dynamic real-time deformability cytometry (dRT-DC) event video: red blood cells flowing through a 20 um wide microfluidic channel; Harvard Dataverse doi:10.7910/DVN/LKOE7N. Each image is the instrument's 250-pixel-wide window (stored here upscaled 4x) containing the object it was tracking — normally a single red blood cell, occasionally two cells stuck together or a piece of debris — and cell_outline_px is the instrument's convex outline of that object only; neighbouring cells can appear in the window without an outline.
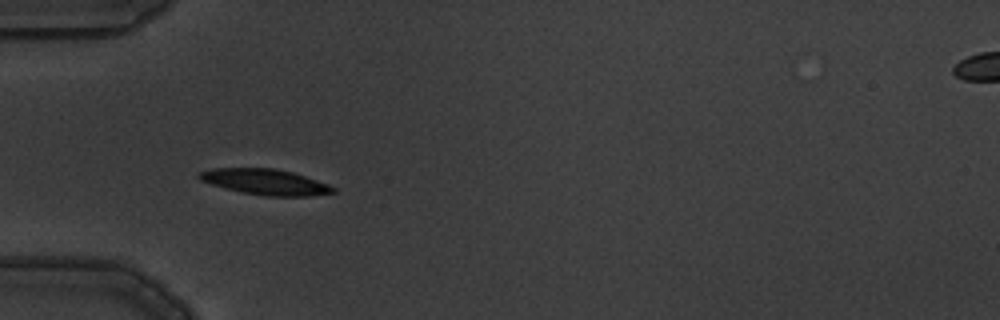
{"species": "common noctule bat (a hibernating species)", "species_latin": "Nyctalus noctula", "temperature_condition": "warm", "stored_images_in_passage": 3, "camera_frame_rate_fps": 3000, "um_per_image_px": 0.085, "animal": {"sex": "male", "body_mass_g": 19.5, "forearm_length_mm": 54.6}, "frame": {"image": 1, "passage_image": 1, "time_ms": 0.0, "image_size_px": [1000, 320], "cell_outline_px": [[336, 192], [312, 196], [264, 196], [224, 188], [200, 180], [196, 176], [200, 172], [212, 168], [272, 168], [292, 172], [328, 184], [336, 188]], "centroid_in_image_um": [22.55, 15.46], "position_along_channel_um": 62.4, "area_um2": 19.94}}